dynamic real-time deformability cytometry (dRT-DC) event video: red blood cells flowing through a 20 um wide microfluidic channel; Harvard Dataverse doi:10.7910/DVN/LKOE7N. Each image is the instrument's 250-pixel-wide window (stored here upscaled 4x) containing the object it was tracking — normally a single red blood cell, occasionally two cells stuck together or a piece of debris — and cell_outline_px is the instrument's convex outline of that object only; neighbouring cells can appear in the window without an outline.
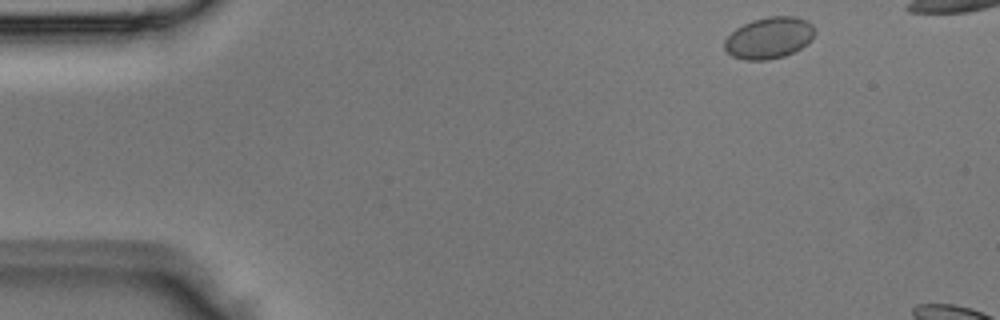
{"species": "Egyptian fruit bat (a non-hibernating species)", "species_latin": "Rousettus aegyptiacus", "temperature_condition": "room temperature", "stored_images_in_passage": 2, "camera_frame_rate_fps": 3000, "um_per_image_px": 0.085, "animal": {"sex": "male"}, "frame": {"image": 1, "passage_image": 1, "time_ms": 0.0, "image_size_px": [1000, 320], "cell_outline_px": [[816, 32], [800, 48], [784, 56], [768, 60], [744, 60], [732, 56], [724, 48], [724, 40], [736, 28], [752, 20], [768, 16], [796, 16], [808, 20], [812, 24]], "centroid_in_image_um": [65.35, 3.21], "position_along_channel_um": 19.6, "area_um2": 21.73}}